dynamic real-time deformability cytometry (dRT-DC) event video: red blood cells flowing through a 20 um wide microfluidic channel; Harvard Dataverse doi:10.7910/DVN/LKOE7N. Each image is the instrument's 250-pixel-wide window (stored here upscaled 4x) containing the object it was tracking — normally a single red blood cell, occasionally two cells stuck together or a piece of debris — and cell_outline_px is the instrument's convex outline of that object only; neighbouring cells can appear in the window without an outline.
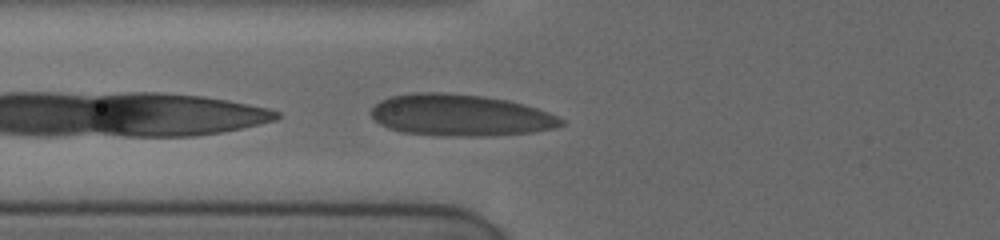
{"species": "human", "species_latin": "Homo sapiens", "temperature_condition": "cold", "stored_images_in_passage": 28, "camera_frame_rate_fps": 3000, "um_per_image_px": 0.085, "donor": {"sex": "female"}, "frame": {"image": 1, "passage_image": 11, "time_ms": 2.667, "image_size_px": [1000, 240], "cell_outline_px": [[564, 124], [556, 128], [532, 132], [488, 136], [448, 136], [400, 132], [388, 128], [380, 124], [372, 116], [372, 108], [380, 100], [392, 96], [416, 92], [440, 92], [484, 96], [508, 100], [536, 108], [548, 112], [564, 120]], "centroid_in_image_um": [39.13, 9.8], "position_along_channel_um": 86.7, "area_um2": 46.07}}
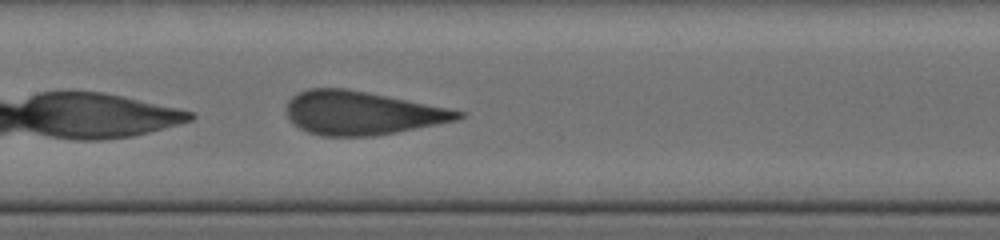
{"frame": {"image": 2, "passage_image": 19, "time_ms": 5.0, "image_size_px": [1000, 240], "cell_outline_px": [[464, 116], [456, 120], [376, 136], [320, 136], [308, 132], [300, 128], [288, 116], [288, 100], [292, 96], [308, 88], [344, 88], [464, 112]], "centroid_in_image_um": [30.69, 9.62], "position_along_channel_um": 176.7, "area_um2": 42.48}}
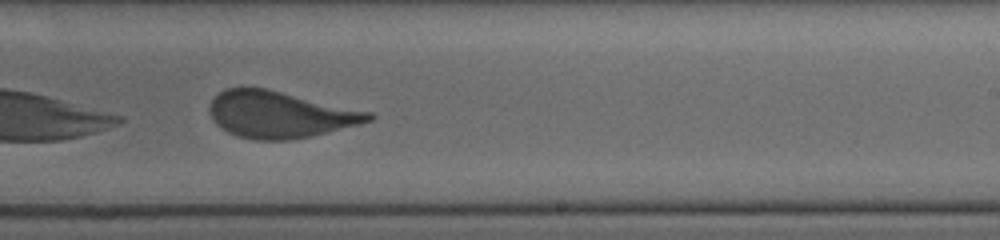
{"frame": {"image": 3, "passage_image": 26, "time_ms": 7.333, "image_size_px": [1000, 240], "cell_outline_px": [[376, 116], [372, 120], [360, 124], [308, 136], [288, 140], [256, 140], [236, 136], [228, 132], [216, 124], [212, 120], [208, 108], [212, 100], [224, 88], [244, 84], [268, 88], [372, 112]], "centroid_in_image_um": [23.73, 9.69], "position_along_channel_um": 265.3, "area_um2": 43.81}}